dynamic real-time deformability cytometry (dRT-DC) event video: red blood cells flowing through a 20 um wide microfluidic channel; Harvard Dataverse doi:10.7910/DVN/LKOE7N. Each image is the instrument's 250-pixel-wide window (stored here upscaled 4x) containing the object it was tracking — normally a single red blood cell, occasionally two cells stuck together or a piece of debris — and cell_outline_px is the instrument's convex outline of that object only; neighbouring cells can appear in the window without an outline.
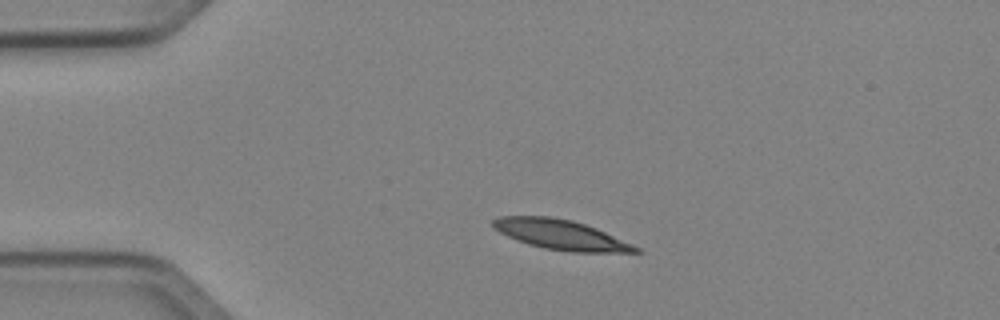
{"species": "Egyptian fruit bat (a non-hibernating species)", "species_latin": "Rousettus aegyptiacus", "temperature_condition": "cold", "stored_images_in_passage": 40, "camera_frame_rate_fps": 3000, "um_per_image_px": 0.085, "animal": {"sex": "female"}, "frame": {"image": 1, "passage_image": 1, "time_ms": 0.0, "image_size_px": [1000, 320], "cell_outline_px": [[644, 252], [572, 252], [544, 248], [528, 244], [508, 236], [492, 228], [492, 220], [500, 216], [548, 216], [572, 220], [596, 228], [632, 244], [640, 248]], "centroid_in_image_um": [47.65, 19.95], "position_along_channel_um": 37.3, "area_um2": 24.62}}
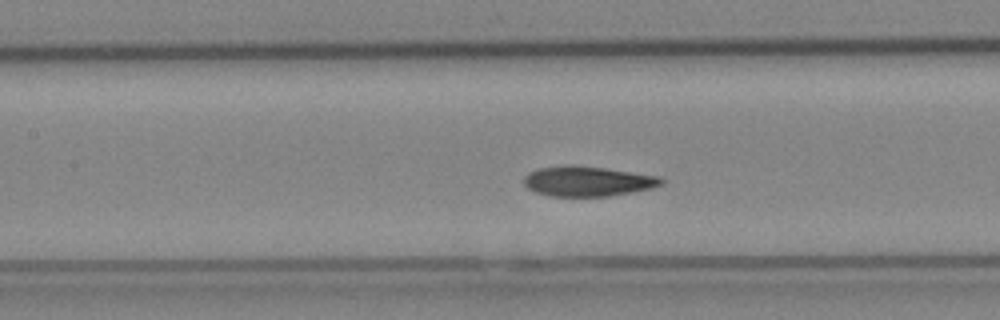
{"frame": {"image": 2, "passage_image": 13, "time_ms": 4.0, "image_size_px": [1000, 320], "cell_outline_px": [[668, 180], [664, 184], [652, 188], [632, 192], [608, 196], [548, 196], [536, 192], [528, 188], [524, 184], [524, 176], [528, 172], [540, 168], [564, 164], [572, 164], [604, 168], [660, 176]], "centroid_in_image_um": [49.97, 15.4], "position_along_channel_um": 157.4, "area_um2": 24.33}}
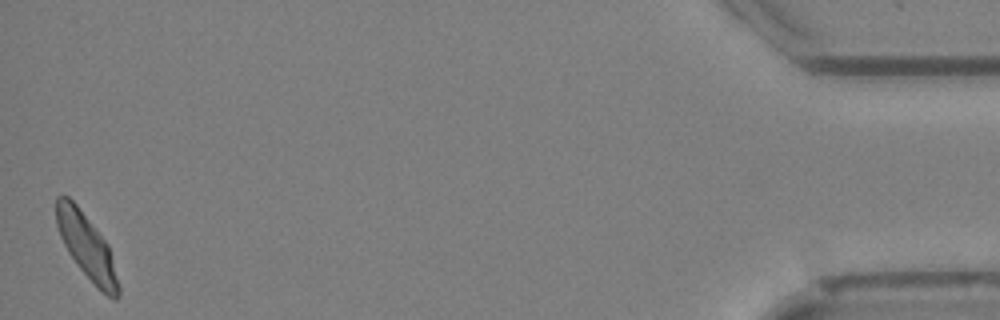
{"frame": {"image": 3, "passage_image": 40, "time_ms": 13.0, "image_size_px": [1000, 320], "cell_outline_px": [[120, 296], [116, 300], [112, 300], [96, 288], [76, 264], [68, 252], [60, 236], [56, 224], [56, 196], [68, 196], [76, 204], [108, 244], [120, 284]], "centroid_in_image_um": [7.39, 21.02], "position_along_channel_um": 427.8, "area_um2": 23.58}, "authors_computed_cell_mechanics": {"area_um2": 23.7847, "velocity_mm_per_s": 3.9822, "shape_relaxation_time_tau1_ms": 3.1194, "shape_relaxation_time_tau2_ms": 1.3899, "deformation_change_tau1": 0.14, "deformation_change_tau2": 0.0623}}